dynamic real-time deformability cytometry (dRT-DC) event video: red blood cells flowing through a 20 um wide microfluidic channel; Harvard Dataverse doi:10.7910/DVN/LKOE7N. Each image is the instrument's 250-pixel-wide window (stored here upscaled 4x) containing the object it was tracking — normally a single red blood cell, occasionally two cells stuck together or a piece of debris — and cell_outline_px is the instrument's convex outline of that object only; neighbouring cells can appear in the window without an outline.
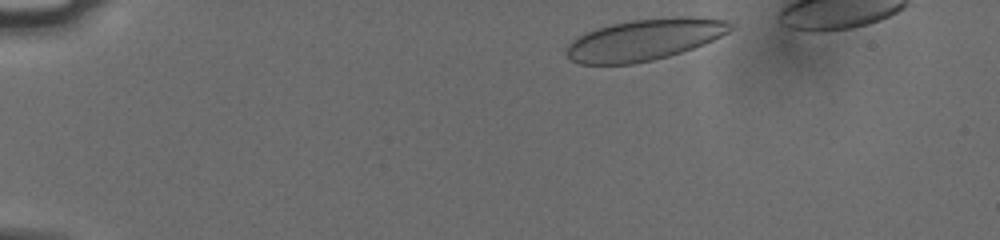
{"species": "human", "species_latin": "Homo sapiens", "temperature_condition": "cold", "stored_images_in_passage": 44, "camera_frame_rate_fps": 3000, "um_per_image_px": 0.085, "donor": {"sex": "male"}, "frame": {"image": 1, "passage_image": 2, "time_ms": 0.333, "image_size_px": [1000, 240], "cell_outline_px": [[736, 28], [704, 44], [668, 56], [652, 60], [632, 64], [580, 64], [572, 60], [564, 52], [568, 44], [572, 40], [584, 32], [596, 28], [612, 24], [632, 20], [676, 16], [696, 16], [728, 20], [736, 24]], "centroid_in_image_um": [54.81, 3.35], "position_along_channel_um": 30.2, "area_um2": 39.88}}
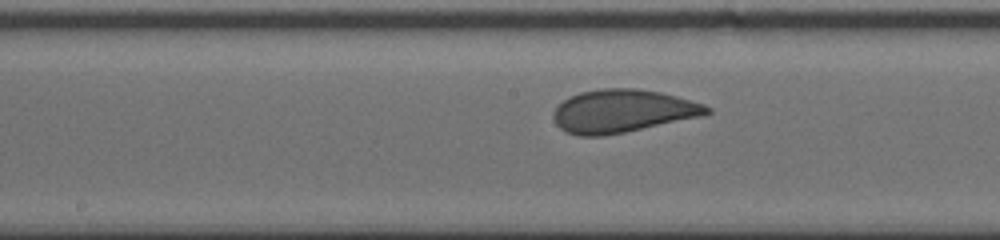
{"frame": {"image": 2, "passage_image": 22, "time_ms": 7.0, "image_size_px": [1000, 240], "cell_outline_px": [[712, 112], [700, 116], [624, 132], [604, 136], [580, 136], [568, 132], [560, 128], [556, 124], [552, 112], [564, 100], [580, 92], [600, 88], [636, 88], [660, 92], [676, 96], [704, 104], [712, 108]], "centroid_in_image_um": [52.91, 9.43], "position_along_channel_um": 195.3, "area_um2": 38.09}}
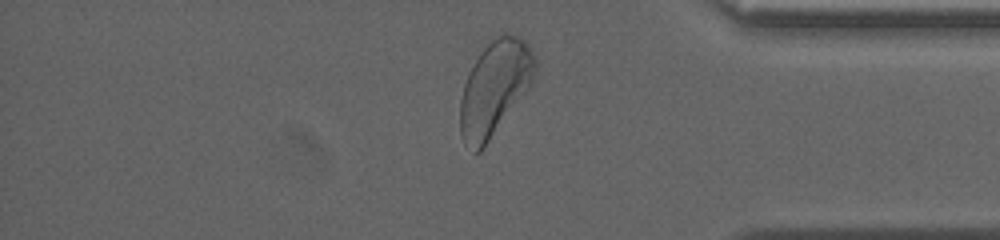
{"frame": {"image": 3, "passage_image": 39, "time_ms": 12.667, "image_size_px": [1000, 240], "cell_outline_px": [[536, 68], [532, 84], [484, 148], [480, 152], [472, 152], [464, 144], [460, 136], [460, 100], [464, 84], [480, 52], [492, 36], [504, 32], [508, 32], [524, 40], [532, 52], [536, 60]], "centroid_in_image_um": [42.04, 7.49], "position_along_channel_um": 393.2, "area_um2": 41.5}}